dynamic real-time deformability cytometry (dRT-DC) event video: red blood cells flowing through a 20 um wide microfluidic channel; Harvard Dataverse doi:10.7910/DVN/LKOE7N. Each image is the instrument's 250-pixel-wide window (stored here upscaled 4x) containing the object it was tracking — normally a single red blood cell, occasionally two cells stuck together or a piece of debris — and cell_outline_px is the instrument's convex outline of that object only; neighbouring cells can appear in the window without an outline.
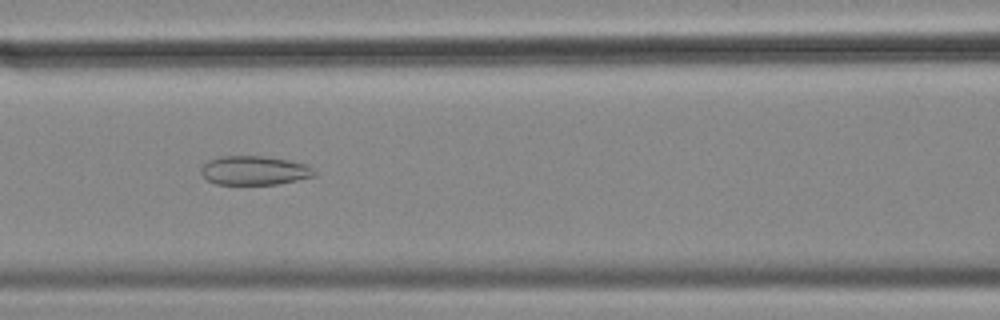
{"species": "common noctule bat (a hibernating species)", "species_latin": "Nyctalus noctula", "temperature_condition": "cold", "stored_images_in_passage": 56, "camera_frame_rate_fps": 3000, "um_per_image_px": 0.085, "animal": {"sex": "female", "body_mass_g": 18.4}, "frame": {"image": 1, "passage_image": 24, "time_ms": 7.667, "image_size_px": [1000, 320], "cell_outline_px": [[316, 176], [276, 184], [216, 184], [208, 180], [200, 172], [200, 168], [208, 160], [220, 156], [264, 156], [288, 160], [308, 164], [316, 172]], "centroid_in_image_um": [21.63, 14.48], "position_along_channel_um": 145.0, "area_um2": 19.19}}
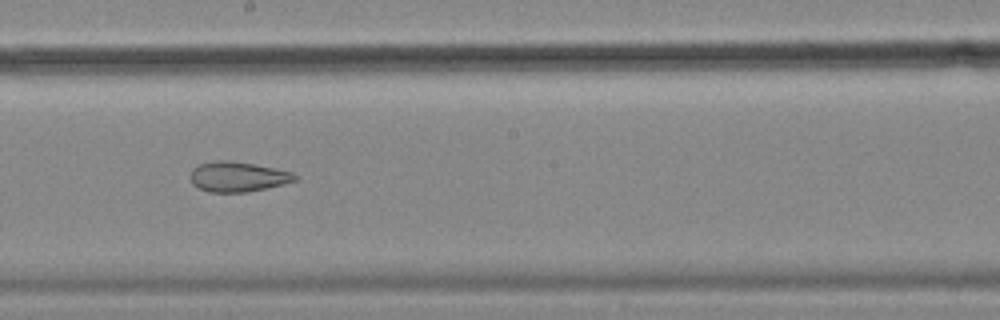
{"frame": {"image": 2, "passage_image": 31, "time_ms": 10.0, "image_size_px": [1000, 320], "cell_outline_px": [[300, 176], [296, 180], [284, 184], [248, 192], [208, 192], [192, 184], [192, 168], [200, 164], [216, 160], [228, 160], [252, 164], [292, 172]], "centroid_in_image_um": [20.23, 15.03], "position_along_channel_um": 228.0, "area_um2": 18.15}}
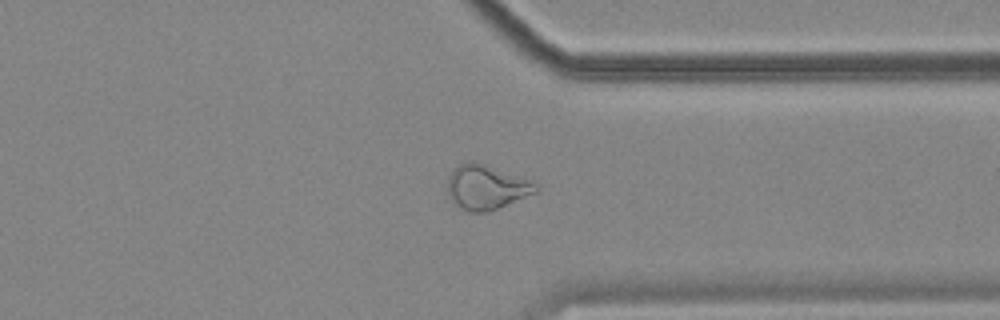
{"frame": {"image": 3, "passage_image": 43, "time_ms": 14.0, "image_size_px": [1000, 320], "cell_outline_px": [[540, 192], [488, 212], [468, 212], [452, 204], [448, 196], [448, 176], [460, 164], [468, 160], [472, 160], [524, 176], [540, 184]], "centroid_in_image_um": [41.4, 15.91], "position_along_channel_um": 370.0, "area_um2": 23.7}, "authors_computed_cell_mechanics": {"area_um2": 25.432, "velocity_mm_per_s": 3.5724, "shape_relaxation_time_tau1_ms": null, "shape_relaxation_time_tau2_ms": 3.5577, "deformation_change_tau1": null, "deformation_change_tau2": 0.121}}